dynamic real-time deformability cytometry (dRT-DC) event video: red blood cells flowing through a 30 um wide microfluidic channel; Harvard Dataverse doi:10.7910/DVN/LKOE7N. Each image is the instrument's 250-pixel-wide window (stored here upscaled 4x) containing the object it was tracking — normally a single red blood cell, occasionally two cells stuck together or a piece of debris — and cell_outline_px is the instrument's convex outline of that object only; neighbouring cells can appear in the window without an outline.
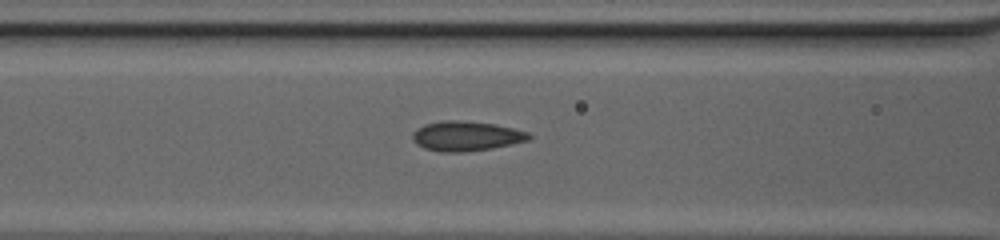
{"species": "common noctule bat (a hibernating species)", "species_latin": "Nyctalus noctula", "temperature_condition": "cold", "stored_images_in_passage": 13, "camera_frame_rate_fps": 3000, "um_per_image_px": 0.085, "animal": {"sex": "female", "body_mass_g": 20.0, "forearm_length_mm": 54.0}, "frame": {"image": 1, "passage_image": 11, "time_ms": 3.333, "image_size_px": [1000, 240], "cell_outline_px": [[532, 136], [528, 140], [512, 144], [492, 148], [464, 152], [440, 152], [424, 148], [412, 140], [412, 132], [416, 128], [424, 124], [444, 120], [456, 120], [496, 124], [528, 132]], "centroid_in_image_um": [39.6, 11.56], "position_along_channel_um": 127.0, "area_um2": 20.23}}